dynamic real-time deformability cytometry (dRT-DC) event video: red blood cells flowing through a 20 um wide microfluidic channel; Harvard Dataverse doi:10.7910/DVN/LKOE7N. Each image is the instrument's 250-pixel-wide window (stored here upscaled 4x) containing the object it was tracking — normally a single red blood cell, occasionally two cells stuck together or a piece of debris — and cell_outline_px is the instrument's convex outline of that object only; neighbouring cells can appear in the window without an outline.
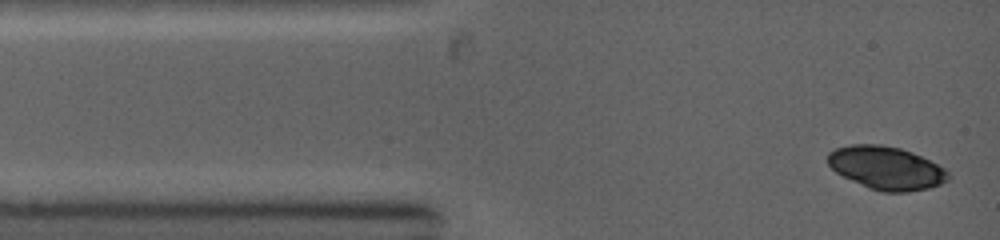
{"species": "common noctule bat (a hibernating species)", "species_latin": "Nyctalus noctula", "temperature_condition": "warm", "stored_images_in_passage": 5, "camera_frame_rate_fps": 5000, "um_per_image_px": 0.085, "animal": {"sex": "female", "body_mass_g": 19.0, "forearm_length_mm": 53.3}, "frame": {"image": 1, "passage_image": 1, "time_ms": 0.0, "image_size_px": [1000, 240], "cell_outline_px": [[952, 176], [948, 180], [940, 184], [928, 188], [908, 192], [884, 192], [868, 188], [836, 172], [828, 164], [828, 152], [836, 148], [852, 144], [880, 144], [900, 148], [912, 152], [944, 168]], "centroid_in_image_um": [75.34, 14.27], "position_along_channel_um": 9.7, "area_um2": 30.11}}